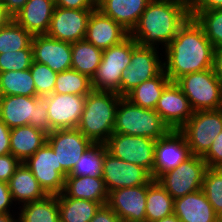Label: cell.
Segmentation results:
<instances>
[{
    "label": "cell",
    "instance_id": "obj_1",
    "mask_svg": "<svg viewBox=\"0 0 222 222\" xmlns=\"http://www.w3.org/2000/svg\"><path fill=\"white\" fill-rule=\"evenodd\" d=\"M164 72L175 82L185 74L212 69L214 47L192 17L180 27L164 51Z\"/></svg>",
    "mask_w": 222,
    "mask_h": 222
},
{
    "label": "cell",
    "instance_id": "obj_2",
    "mask_svg": "<svg viewBox=\"0 0 222 222\" xmlns=\"http://www.w3.org/2000/svg\"><path fill=\"white\" fill-rule=\"evenodd\" d=\"M189 17L188 0H151L129 35L139 46L164 50Z\"/></svg>",
    "mask_w": 222,
    "mask_h": 222
},
{
    "label": "cell",
    "instance_id": "obj_3",
    "mask_svg": "<svg viewBox=\"0 0 222 222\" xmlns=\"http://www.w3.org/2000/svg\"><path fill=\"white\" fill-rule=\"evenodd\" d=\"M122 96L115 92L92 90L77 129L93 143H105L113 133L116 108Z\"/></svg>",
    "mask_w": 222,
    "mask_h": 222
},
{
    "label": "cell",
    "instance_id": "obj_4",
    "mask_svg": "<svg viewBox=\"0 0 222 222\" xmlns=\"http://www.w3.org/2000/svg\"><path fill=\"white\" fill-rule=\"evenodd\" d=\"M0 120L10 129L31 125L46 134L53 130L48 119L46 96H0Z\"/></svg>",
    "mask_w": 222,
    "mask_h": 222
},
{
    "label": "cell",
    "instance_id": "obj_5",
    "mask_svg": "<svg viewBox=\"0 0 222 222\" xmlns=\"http://www.w3.org/2000/svg\"><path fill=\"white\" fill-rule=\"evenodd\" d=\"M170 130L155 110L136 106L125 97L120 99L116 108L113 133L136 135L158 140Z\"/></svg>",
    "mask_w": 222,
    "mask_h": 222
},
{
    "label": "cell",
    "instance_id": "obj_6",
    "mask_svg": "<svg viewBox=\"0 0 222 222\" xmlns=\"http://www.w3.org/2000/svg\"><path fill=\"white\" fill-rule=\"evenodd\" d=\"M137 46L138 43L129 35L120 44L103 50L101 63L91 78L93 90L120 95L122 70L130 64L132 51Z\"/></svg>",
    "mask_w": 222,
    "mask_h": 222
},
{
    "label": "cell",
    "instance_id": "obj_7",
    "mask_svg": "<svg viewBox=\"0 0 222 222\" xmlns=\"http://www.w3.org/2000/svg\"><path fill=\"white\" fill-rule=\"evenodd\" d=\"M175 83L188 98L194 112L222 109V84L213 69L185 74Z\"/></svg>",
    "mask_w": 222,
    "mask_h": 222
},
{
    "label": "cell",
    "instance_id": "obj_8",
    "mask_svg": "<svg viewBox=\"0 0 222 222\" xmlns=\"http://www.w3.org/2000/svg\"><path fill=\"white\" fill-rule=\"evenodd\" d=\"M179 130L184 134L191 154L202 157L222 131V109L195 111Z\"/></svg>",
    "mask_w": 222,
    "mask_h": 222
},
{
    "label": "cell",
    "instance_id": "obj_9",
    "mask_svg": "<svg viewBox=\"0 0 222 222\" xmlns=\"http://www.w3.org/2000/svg\"><path fill=\"white\" fill-rule=\"evenodd\" d=\"M159 50L138 45L132 51L130 64L122 70L120 96L125 97L142 82L158 76L164 70L163 55Z\"/></svg>",
    "mask_w": 222,
    "mask_h": 222
},
{
    "label": "cell",
    "instance_id": "obj_10",
    "mask_svg": "<svg viewBox=\"0 0 222 222\" xmlns=\"http://www.w3.org/2000/svg\"><path fill=\"white\" fill-rule=\"evenodd\" d=\"M156 140L136 135L112 133L105 142L107 152L115 158L139 165L153 179L154 149Z\"/></svg>",
    "mask_w": 222,
    "mask_h": 222
},
{
    "label": "cell",
    "instance_id": "obj_11",
    "mask_svg": "<svg viewBox=\"0 0 222 222\" xmlns=\"http://www.w3.org/2000/svg\"><path fill=\"white\" fill-rule=\"evenodd\" d=\"M206 168L201 156L191 155L178 167L164 173L158 181L176 199L201 190Z\"/></svg>",
    "mask_w": 222,
    "mask_h": 222
},
{
    "label": "cell",
    "instance_id": "obj_12",
    "mask_svg": "<svg viewBox=\"0 0 222 222\" xmlns=\"http://www.w3.org/2000/svg\"><path fill=\"white\" fill-rule=\"evenodd\" d=\"M24 163L47 195H59L63 192L68 173L58 166L57 155L47 142Z\"/></svg>",
    "mask_w": 222,
    "mask_h": 222
},
{
    "label": "cell",
    "instance_id": "obj_13",
    "mask_svg": "<svg viewBox=\"0 0 222 222\" xmlns=\"http://www.w3.org/2000/svg\"><path fill=\"white\" fill-rule=\"evenodd\" d=\"M46 142L57 155L58 166H61L68 174L93 143L77 128L52 130L47 134Z\"/></svg>",
    "mask_w": 222,
    "mask_h": 222
},
{
    "label": "cell",
    "instance_id": "obj_14",
    "mask_svg": "<svg viewBox=\"0 0 222 222\" xmlns=\"http://www.w3.org/2000/svg\"><path fill=\"white\" fill-rule=\"evenodd\" d=\"M191 155L184 134L180 130L171 129L156 140L153 179L158 180L164 173L175 169Z\"/></svg>",
    "mask_w": 222,
    "mask_h": 222
},
{
    "label": "cell",
    "instance_id": "obj_15",
    "mask_svg": "<svg viewBox=\"0 0 222 222\" xmlns=\"http://www.w3.org/2000/svg\"><path fill=\"white\" fill-rule=\"evenodd\" d=\"M95 9L54 8L47 36L74 43L85 39L88 21Z\"/></svg>",
    "mask_w": 222,
    "mask_h": 222
},
{
    "label": "cell",
    "instance_id": "obj_16",
    "mask_svg": "<svg viewBox=\"0 0 222 222\" xmlns=\"http://www.w3.org/2000/svg\"><path fill=\"white\" fill-rule=\"evenodd\" d=\"M102 178L109 193L119 188L144 185L152 179L151 174L143 167L115 158L107 151Z\"/></svg>",
    "mask_w": 222,
    "mask_h": 222
},
{
    "label": "cell",
    "instance_id": "obj_17",
    "mask_svg": "<svg viewBox=\"0 0 222 222\" xmlns=\"http://www.w3.org/2000/svg\"><path fill=\"white\" fill-rule=\"evenodd\" d=\"M87 95L57 94L46 96L50 126L55 129L77 128Z\"/></svg>",
    "mask_w": 222,
    "mask_h": 222
},
{
    "label": "cell",
    "instance_id": "obj_18",
    "mask_svg": "<svg viewBox=\"0 0 222 222\" xmlns=\"http://www.w3.org/2000/svg\"><path fill=\"white\" fill-rule=\"evenodd\" d=\"M147 184L119 188L109 193L107 205L122 222H146Z\"/></svg>",
    "mask_w": 222,
    "mask_h": 222
},
{
    "label": "cell",
    "instance_id": "obj_19",
    "mask_svg": "<svg viewBox=\"0 0 222 222\" xmlns=\"http://www.w3.org/2000/svg\"><path fill=\"white\" fill-rule=\"evenodd\" d=\"M155 111L172 130H179L194 113L188 98L175 82L164 88Z\"/></svg>",
    "mask_w": 222,
    "mask_h": 222
},
{
    "label": "cell",
    "instance_id": "obj_20",
    "mask_svg": "<svg viewBox=\"0 0 222 222\" xmlns=\"http://www.w3.org/2000/svg\"><path fill=\"white\" fill-rule=\"evenodd\" d=\"M31 46L33 61L46 64L56 73L71 69V43L43 34L33 35Z\"/></svg>",
    "mask_w": 222,
    "mask_h": 222
},
{
    "label": "cell",
    "instance_id": "obj_21",
    "mask_svg": "<svg viewBox=\"0 0 222 222\" xmlns=\"http://www.w3.org/2000/svg\"><path fill=\"white\" fill-rule=\"evenodd\" d=\"M129 32L112 18L95 9L89 18L85 40L96 48L105 50L120 44Z\"/></svg>",
    "mask_w": 222,
    "mask_h": 222
},
{
    "label": "cell",
    "instance_id": "obj_22",
    "mask_svg": "<svg viewBox=\"0 0 222 222\" xmlns=\"http://www.w3.org/2000/svg\"><path fill=\"white\" fill-rule=\"evenodd\" d=\"M54 8V0H28L13 19L32 35H43L48 32Z\"/></svg>",
    "mask_w": 222,
    "mask_h": 222
},
{
    "label": "cell",
    "instance_id": "obj_23",
    "mask_svg": "<svg viewBox=\"0 0 222 222\" xmlns=\"http://www.w3.org/2000/svg\"><path fill=\"white\" fill-rule=\"evenodd\" d=\"M174 214L181 222H217V213L202 190L174 199Z\"/></svg>",
    "mask_w": 222,
    "mask_h": 222
},
{
    "label": "cell",
    "instance_id": "obj_24",
    "mask_svg": "<svg viewBox=\"0 0 222 222\" xmlns=\"http://www.w3.org/2000/svg\"><path fill=\"white\" fill-rule=\"evenodd\" d=\"M151 0H97V9L112 18L129 33Z\"/></svg>",
    "mask_w": 222,
    "mask_h": 222
},
{
    "label": "cell",
    "instance_id": "obj_25",
    "mask_svg": "<svg viewBox=\"0 0 222 222\" xmlns=\"http://www.w3.org/2000/svg\"><path fill=\"white\" fill-rule=\"evenodd\" d=\"M8 186L14 203L20 206L28 202L44 199L47 194L24 162L16 168L8 181Z\"/></svg>",
    "mask_w": 222,
    "mask_h": 222
},
{
    "label": "cell",
    "instance_id": "obj_26",
    "mask_svg": "<svg viewBox=\"0 0 222 222\" xmlns=\"http://www.w3.org/2000/svg\"><path fill=\"white\" fill-rule=\"evenodd\" d=\"M66 197L86 199L105 205L109 192L102 177L66 176L62 192Z\"/></svg>",
    "mask_w": 222,
    "mask_h": 222
},
{
    "label": "cell",
    "instance_id": "obj_27",
    "mask_svg": "<svg viewBox=\"0 0 222 222\" xmlns=\"http://www.w3.org/2000/svg\"><path fill=\"white\" fill-rule=\"evenodd\" d=\"M47 140V134L31 125L20 126L10 131V154L25 162Z\"/></svg>",
    "mask_w": 222,
    "mask_h": 222
},
{
    "label": "cell",
    "instance_id": "obj_28",
    "mask_svg": "<svg viewBox=\"0 0 222 222\" xmlns=\"http://www.w3.org/2000/svg\"><path fill=\"white\" fill-rule=\"evenodd\" d=\"M174 213V199L158 180L147 183L146 222H155Z\"/></svg>",
    "mask_w": 222,
    "mask_h": 222
},
{
    "label": "cell",
    "instance_id": "obj_29",
    "mask_svg": "<svg viewBox=\"0 0 222 222\" xmlns=\"http://www.w3.org/2000/svg\"><path fill=\"white\" fill-rule=\"evenodd\" d=\"M171 82L164 70L156 77L142 82L131 90L125 98L132 104L155 110L164 88Z\"/></svg>",
    "mask_w": 222,
    "mask_h": 222
},
{
    "label": "cell",
    "instance_id": "obj_30",
    "mask_svg": "<svg viewBox=\"0 0 222 222\" xmlns=\"http://www.w3.org/2000/svg\"><path fill=\"white\" fill-rule=\"evenodd\" d=\"M18 210V222H59L60 220L57 195H47L42 200L28 202L18 207Z\"/></svg>",
    "mask_w": 222,
    "mask_h": 222
},
{
    "label": "cell",
    "instance_id": "obj_31",
    "mask_svg": "<svg viewBox=\"0 0 222 222\" xmlns=\"http://www.w3.org/2000/svg\"><path fill=\"white\" fill-rule=\"evenodd\" d=\"M57 199L61 222H89L101 206L99 202L66 197L63 193Z\"/></svg>",
    "mask_w": 222,
    "mask_h": 222
},
{
    "label": "cell",
    "instance_id": "obj_32",
    "mask_svg": "<svg viewBox=\"0 0 222 222\" xmlns=\"http://www.w3.org/2000/svg\"><path fill=\"white\" fill-rule=\"evenodd\" d=\"M71 50V69L91 79L101 63L103 50L96 48L85 39L71 43Z\"/></svg>",
    "mask_w": 222,
    "mask_h": 222
},
{
    "label": "cell",
    "instance_id": "obj_33",
    "mask_svg": "<svg viewBox=\"0 0 222 222\" xmlns=\"http://www.w3.org/2000/svg\"><path fill=\"white\" fill-rule=\"evenodd\" d=\"M36 96L34 80L30 69L0 73V96Z\"/></svg>",
    "mask_w": 222,
    "mask_h": 222
},
{
    "label": "cell",
    "instance_id": "obj_34",
    "mask_svg": "<svg viewBox=\"0 0 222 222\" xmlns=\"http://www.w3.org/2000/svg\"><path fill=\"white\" fill-rule=\"evenodd\" d=\"M105 143H92L67 176L102 177Z\"/></svg>",
    "mask_w": 222,
    "mask_h": 222
},
{
    "label": "cell",
    "instance_id": "obj_35",
    "mask_svg": "<svg viewBox=\"0 0 222 222\" xmlns=\"http://www.w3.org/2000/svg\"><path fill=\"white\" fill-rule=\"evenodd\" d=\"M33 35L21 27L14 19L0 28V54L9 51L32 49Z\"/></svg>",
    "mask_w": 222,
    "mask_h": 222
},
{
    "label": "cell",
    "instance_id": "obj_36",
    "mask_svg": "<svg viewBox=\"0 0 222 222\" xmlns=\"http://www.w3.org/2000/svg\"><path fill=\"white\" fill-rule=\"evenodd\" d=\"M92 90L91 79L87 75L69 69L57 74L53 93L88 95Z\"/></svg>",
    "mask_w": 222,
    "mask_h": 222
},
{
    "label": "cell",
    "instance_id": "obj_37",
    "mask_svg": "<svg viewBox=\"0 0 222 222\" xmlns=\"http://www.w3.org/2000/svg\"><path fill=\"white\" fill-rule=\"evenodd\" d=\"M202 27L214 49L222 47V9L198 12L193 17Z\"/></svg>",
    "mask_w": 222,
    "mask_h": 222
},
{
    "label": "cell",
    "instance_id": "obj_38",
    "mask_svg": "<svg viewBox=\"0 0 222 222\" xmlns=\"http://www.w3.org/2000/svg\"><path fill=\"white\" fill-rule=\"evenodd\" d=\"M201 190L215 212H220L222 210V168H206Z\"/></svg>",
    "mask_w": 222,
    "mask_h": 222
},
{
    "label": "cell",
    "instance_id": "obj_39",
    "mask_svg": "<svg viewBox=\"0 0 222 222\" xmlns=\"http://www.w3.org/2000/svg\"><path fill=\"white\" fill-rule=\"evenodd\" d=\"M32 74L36 89V96L51 95L55 88L57 74L51 70L46 64L33 61L29 68Z\"/></svg>",
    "mask_w": 222,
    "mask_h": 222
},
{
    "label": "cell",
    "instance_id": "obj_40",
    "mask_svg": "<svg viewBox=\"0 0 222 222\" xmlns=\"http://www.w3.org/2000/svg\"><path fill=\"white\" fill-rule=\"evenodd\" d=\"M33 62V50L22 49L19 51L0 54V73L6 71H23L29 69Z\"/></svg>",
    "mask_w": 222,
    "mask_h": 222
},
{
    "label": "cell",
    "instance_id": "obj_41",
    "mask_svg": "<svg viewBox=\"0 0 222 222\" xmlns=\"http://www.w3.org/2000/svg\"><path fill=\"white\" fill-rule=\"evenodd\" d=\"M202 159L206 162L207 167L222 168V131L215 137Z\"/></svg>",
    "mask_w": 222,
    "mask_h": 222
},
{
    "label": "cell",
    "instance_id": "obj_42",
    "mask_svg": "<svg viewBox=\"0 0 222 222\" xmlns=\"http://www.w3.org/2000/svg\"><path fill=\"white\" fill-rule=\"evenodd\" d=\"M20 163L12 154L0 156V181L8 183Z\"/></svg>",
    "mask_w": 222,
    "mask_h": 222
},
{
    "label": "cell",
    "instance_id": "obj_43",
    "mask_svg": "<svg viewBox=\"0 0 222 222\" xmlns=\"http://www.w3.org/2000/svg\"><path fill=\"white\" fill-rule=\"evenodd\" d=\"M190 17H194L198 12L222 9V0H188Z\"/></svg>",
    "mask_w": 222,
    "mask_h": 222
},
{
    "label": "cell",
    "instance_id": "obj_44",
    "mask_svg": "<svg viewBox=\"0 0 222 222\" xmlns=\"http://www.w3.org/2000/svg\"><path fill=\"white\" fill-rule=\"evenodd\" d=\"M56 7L65 9H97V0H54Z\"/></svg>",
    "mask_w": 222,
    "mask_h": 222
},
{
    "label": "cell",
    "instance_id": "obj_45",
    "mask_svg": "<svg viewBox=\"0 0 222 222\" xmlns=\"http://www.w3.org/2000/svg\"><path fill=\"white\" fill-rule=\"evenodd\" d=\"M12 206H16V204L12 199L8 183L0 181V215L12 213Z\"/></svg>",
    "mask_w": 222,
    "mask_h": 222
},
{
    "label": "cell",
    "instance_id": "obj_46",
    "mask_svg": "<svg viewBox=\"0 0 222 222\" xmlns=\"http://www.w3.org/2000/svg\"><path fill=\"white\" fill-rule=\"evenodd\" d=\"M89 222H122L118 215L107 205H101Z\"/></svg>",
    "mask_w": 222,
    "mask_h": 222
},
{
    "label": "cell",
    "instance_id": "obj_47",
    "mask_svg": "<svg viewBox=\"0 0 222 222\" xmlns=\"http://www.w3.org/2000/svg\"><path fill=\"white\" fill-rule=\"evenodd\" d=\"M11 129L0 120V156L10 154Z\"/></svg>",
    "mask_w": 222,
    "mask_h": 222
},
{
    "label": "cell",
    "instance_id": "obj_48",
    "mask_svg": "<svg viewBox=\"0 0 222 222\" xmlns=\"http://www.w3.org/2000/svg\"><path fill=\"white\" fill-rule=\"evenodd\" d=\"M27 1L28 0H0L12 17L24 7Z\"/></svg>",
    "mask_w": 222,
    "mask_h": 222
},
{
    "label": "cell",
    "instance_id": "obj_49",
    "mask_svg": "<svg viewBox=\"0 0 222 222\" xmlns=\"http://www.w3.org/2000/svg\"><path fill=\"white\" fill-rule=\"evenodd\" d=\"M212 69L217 79L222 84V47L214 49Z\"/></svg>",
    "mask_w": 222,
    "mask_h": 222
},
{
    "label": "cell",
    "instance_id": "obj_50",
    "mask_svg": "<svg viewBox=\"0 0 222 222\" xmlns=\"http://www.w3.org/2000/svg\"><path fill=\"white\" fill-rule=\"evenodd\" d=\"M13 17L7 12L5 6L0 2V28L7 25Z\"/></svg>",
    "mask_w": 222,
    "mask_h": 222
},
{
    "label": "cell",
    "instance_id": "obj_51",
    "mask_svg": "<svg viewBox=\"0 0 222 222\" xmlns=\"http://www.w3.org/2000/svg\"><path fill=\"white\" fill-rule=\"evenodd\" d=\"M0 222H18V218L13 213L0 215Z\"/></svg>",
    "mask_w": 222,
    "mask_h": 222
},
{
    "label": "cell",
    "instance_id": "obj_52",
    "mask_svg": "<svg viewBox=\"0 0 222 222\" xmlns=\"http://www.w3.org/2000/svg\"><path fill=\"white\" fill-rule=\"evenodd\" d=\"M155 222H181L177 216L173 213L170 216L164 217L161 220L155 221Z\"/></svg>",
    "mask_w": 222,
    "mask_h": 222
},
{
    "label": "cell",
    "instance_id": "obj_53",
    "mask_svg": "<svg viewBox=\"0 0 222 222\" xmlns=\"http://www.w3.org/2000/svg\"><path fill=\"white\" fill-rule=\"evenodd\" d=\"M217 222H222V210L217 213Z\"/></svg>",
    "mask_w": 222,
    "mask_h": 222
}]
</instances>
